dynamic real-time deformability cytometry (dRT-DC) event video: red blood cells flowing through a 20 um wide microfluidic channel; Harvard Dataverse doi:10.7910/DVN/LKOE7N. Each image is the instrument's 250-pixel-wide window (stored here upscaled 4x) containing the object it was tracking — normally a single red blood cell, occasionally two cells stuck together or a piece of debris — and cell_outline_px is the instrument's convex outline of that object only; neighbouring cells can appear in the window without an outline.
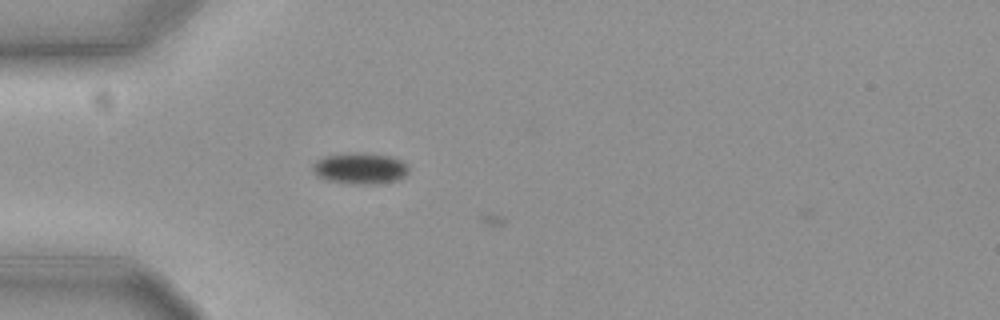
{"species": "common noctule bat (a hibernating species)", "species_latin": "Nyctalus noctula", "temperature_condition": "cold", "stored_images_in_passage": 7, "camera_frame_rate_fps": 3000, "um_per_image_px": 0.085, "animal": {"sex": "female", "body_mass_g": 19.3, "forearm_length_mm": 54.1}, "frame": {"image": 1, "passage_image": 6, "time_ms": 1.667, "image_size_px": [1000, 320], "cell_outline_px": [[408, 172], [404, 176], [396, 180], [364, 184], [352, 184], [324, 180], [316, 176], [312, 168], [316, 160], [324, 156], [352, 152], [360, 152], [388, 156], [400, 160], [408, 164]], "centroid_in_image_um": [30.56, 14.3], "position_along_channel_um": 54.4, "area_um2": 17.4}}